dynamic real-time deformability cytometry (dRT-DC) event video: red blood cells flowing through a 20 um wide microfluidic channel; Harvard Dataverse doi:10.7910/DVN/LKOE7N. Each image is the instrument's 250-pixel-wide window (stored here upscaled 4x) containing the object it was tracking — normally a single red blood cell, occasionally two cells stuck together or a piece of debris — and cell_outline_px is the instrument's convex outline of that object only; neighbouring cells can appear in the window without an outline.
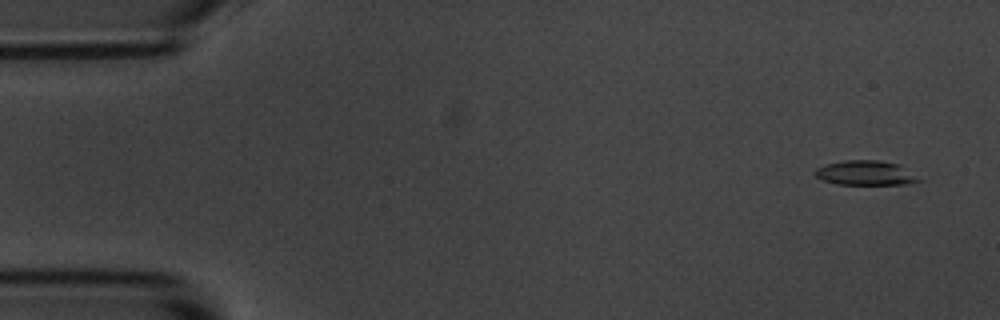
{"species": "common noctule bat (a hibernating species)", "species_latin": "Nyctalus noctula", "temperature_condition": "room temperature", "stored_images_in_passage": 7, "camera_frame_rate_fps": 3000, "um_per_image_px": 0.085, "animal": {"sex": "male", "body_mass_g": 20.1, "forearm_length_mm": 53.5}, "frame": {"image": 1, "passage_image": 1, "time_ms": 0.0, "image_size_px": [1000, 320], "cell_outline_px": [[924, 180], [908, 184], [836, 184], [824, 180], [816, 176], [816, 168], [824, 164], [844, 160], [876, 160], [896, 164]], "centroid_in_image_um": [73.56, 14.7], "position_along_channel_um": 11.4, "area_um2": 14.62}}
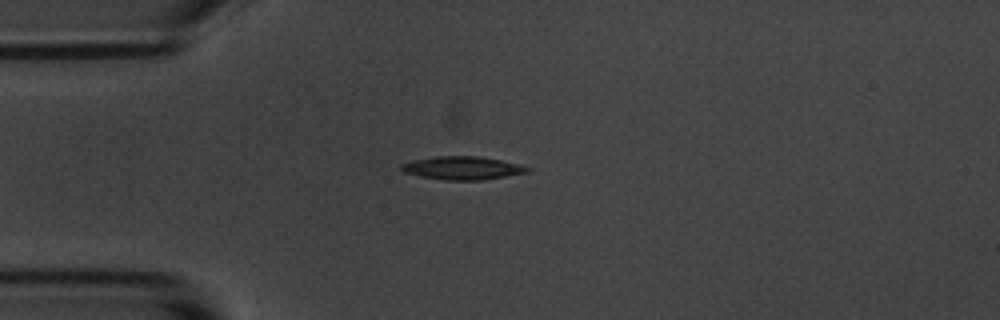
{"frame": {"image": 2, "passage_image": 4, "time_ms": 3.667, "image_size_px": [1000, 320], "cell_outline_px": [[532, 168], [528, 172], [480, 180], [444, 180], [420, 176], [404, 172], [400, 168], [400, 164], [412, 160], [436, 156], [476, 156], [500, 160]], "centroid_in_image_um": [39.25, 14.28], "position_along_channel_um": 45.8, "area_um2": 16.82}}
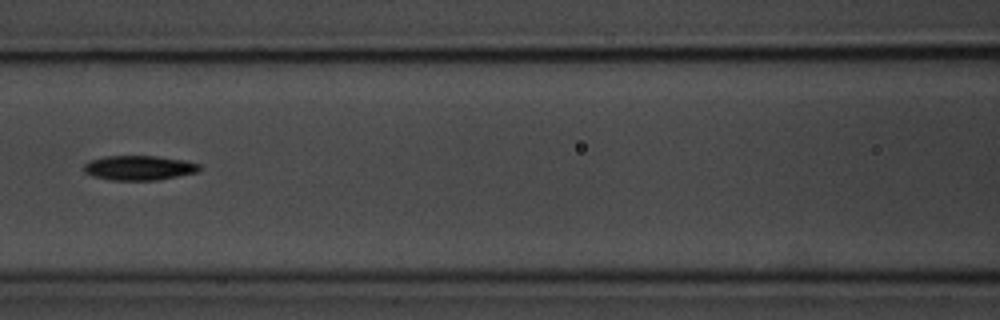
{"frame": {"image": 3, "passage_image": 7, "time_ms": 7.0, "image_size_px": [1000, 320], "cell_outline_px": [[200, 168], [196, 172], [156, 180], [112, 180], [92, 176], [84, 172], [84, 164], [88, 160], [104, 156], [156, 156], [184, 160], [200, 164]], "centroid_in_image_um": [11.76, 14.26], "position_along_channel_um": 154.8, "area_um2": 16.53}}